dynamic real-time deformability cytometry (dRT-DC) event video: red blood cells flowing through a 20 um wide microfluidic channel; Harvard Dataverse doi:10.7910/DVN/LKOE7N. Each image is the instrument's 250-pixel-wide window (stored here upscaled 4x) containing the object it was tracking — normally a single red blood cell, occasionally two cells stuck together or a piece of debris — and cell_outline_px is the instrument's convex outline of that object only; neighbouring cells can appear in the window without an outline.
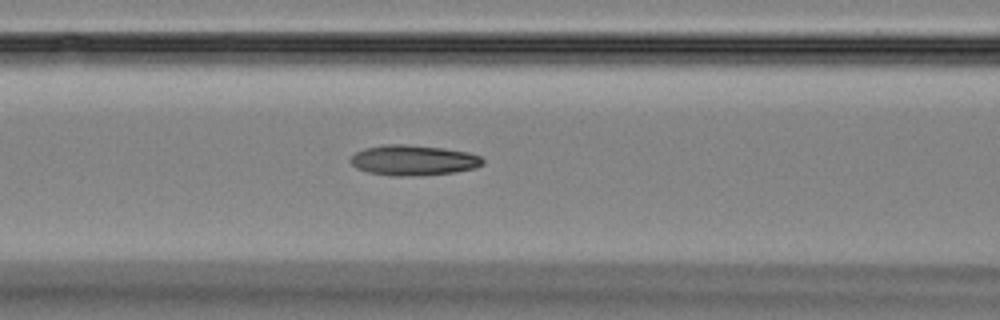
{"species": "Egyptian fruit bat (a non-hibernating species)", "species_latin": "Rousettus aegyptiacus", "temperature_condition": "room temperature", "stored_images_in_passage": 51, "camera_frame_rate_fps": 3000, "um_per_image_px": 0.085, "animal": {"sex": "female"}, "frame": {"image": 1, "passage_image": 23, "time_ms": 7.333, "image_size_px": [1000, 320], "cell_outline_px": [[484, 164], [476, 168], [452, 172], [416, 176], [392, 176], [368, 172], [356, 168], [348, 160], [356, 152], [364, 148], [384, 144], [404, 144], [444, 148], [468, 152], [480, 156], [484, 160]], "centroid_in_image_um": [35.12, 13.62], "position_along_channel_um": 131.5, "area_um2": 23.52}}
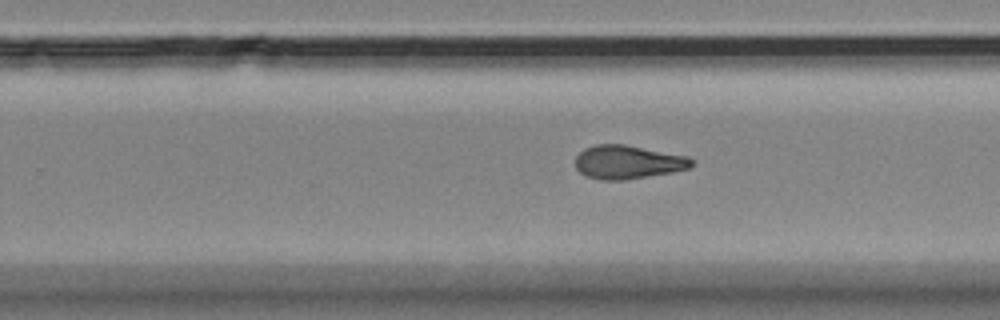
{"frame": {"image": 2, "passage_image": 35, "time_ms": 11.333, "image_size_px": [1000, 320], "cell_outline_px": [[696, 164], [692, 168], [672, 172], [624, 180], [600, 180], [584, 176], [576, 168], [576, 156], [584, 148], [596, 144], [624, 144], [688, 156]], "centroid_in_image_um": [53.38, 13.78], "position_along_channel_um": 276.4, "area_um2": 22.95}}
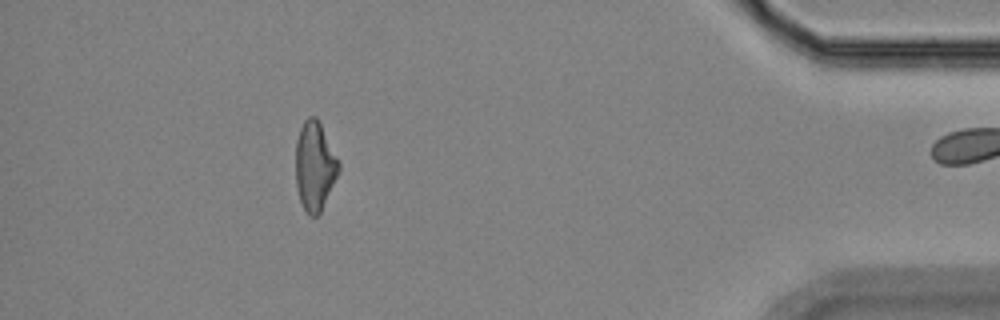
{"frame": {"image": 3, "passage_image": 50, "time_ms": 16.333, "image_size_px": [1000, 320], "cell_outline_px": [[340, 172], [320, 212], [316, 216], [308, 216], [300, 200], [296, 188], [296, 140], [300, 128], [304, 120], [308, 116], [316, 116], [340, 164]], "centroid_in_image_um": [26.74, 14.13], "position_along_channel_um": 408.5, "area_um2": 22.2}}